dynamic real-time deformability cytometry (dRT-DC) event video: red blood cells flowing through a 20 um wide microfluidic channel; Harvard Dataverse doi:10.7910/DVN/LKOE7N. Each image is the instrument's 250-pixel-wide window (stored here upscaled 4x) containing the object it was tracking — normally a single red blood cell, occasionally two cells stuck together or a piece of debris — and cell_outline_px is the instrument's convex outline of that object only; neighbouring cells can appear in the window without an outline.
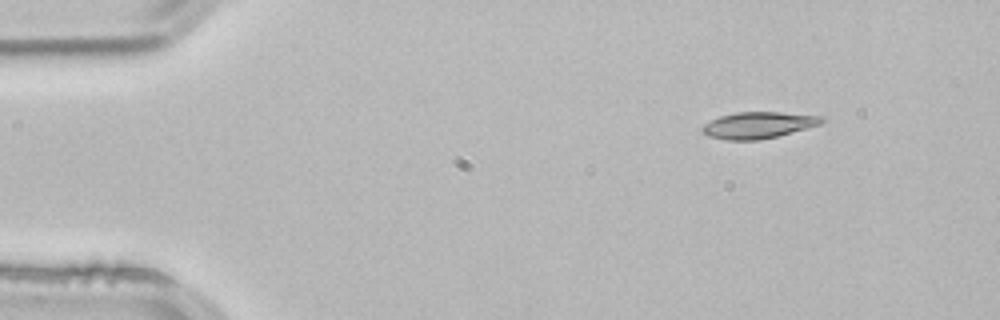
{"species": "common noctule bat (a hibernating species)", "species_latin": "Nyctalus noctula", "temperature_condition": "room temperature", "stored_images_in_passage": 3, "camera_frame_rate_fps": 3000, "um_per_image_px": 0.085, "animal": {"sex": "male", "body_mass_g": 21.5, "forearm_length_mm": 52.0}, "frame": {"image": 1, "passage_image": 1, "time_ms": 0.0, "image_size_px": [1000, 320], "cell_outline_px": [[828, 120], [820, 124], [808, 128], [760, 140], [724, 140], [708, 136], [700, 128], [704, 124], [720, 116], [736, 112], [780, 112], [824, 116]], "centroid_in_image_um": [64.49, 10.63], "position_along_channel_um": 20.5, "area_um2": 18.5}}
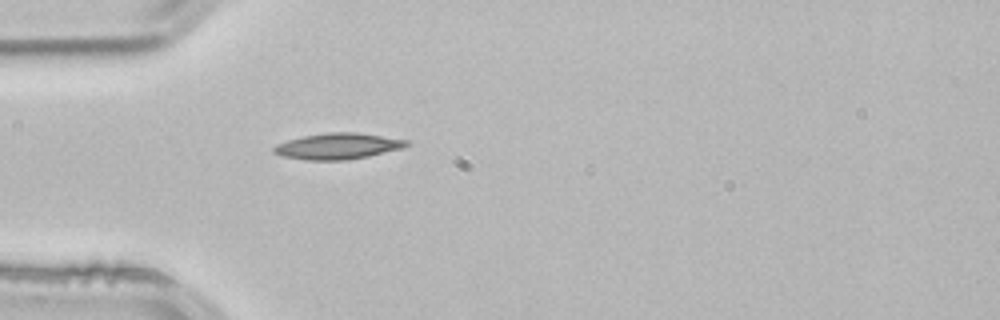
{"frame": {"image": 2, "passage_image": 3, "time_ms": 0.667, "image_size_px": [1000, 320], "cell_outline_px": [[412, 144], [404, 148], [368, 156], [348, 160], [304, 160], [280, 156], [272, 152], [272, 148], [276, 144], [288, 140], [304, 136], [324, 132], [356, 132], [408, 140]], "centroid_in_image_um": [28.71, 12.43], "position_along_channel_um": 56.3, "area_um2": 20.4}}